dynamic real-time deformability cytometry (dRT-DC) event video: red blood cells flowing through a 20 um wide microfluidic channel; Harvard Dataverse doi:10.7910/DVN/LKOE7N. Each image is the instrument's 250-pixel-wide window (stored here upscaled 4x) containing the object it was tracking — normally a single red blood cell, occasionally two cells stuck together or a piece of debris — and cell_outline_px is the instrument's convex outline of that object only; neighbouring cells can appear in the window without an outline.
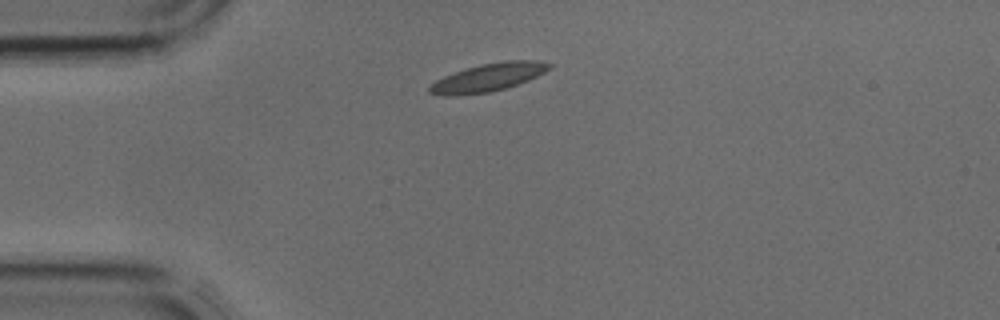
{"species": "common noctule bat (a hibernating species)", "species_latin": "Nyctalus noctula", "temperature_condition": "cold", "stored_images_in_passage": 1, "camera_frame_rate_fps": 3000, "um_per_image_px": 0.085, "animal": {"sex": "male", "body_mass_g": 17.9, "forearm_length_mm": 54.2}, "frame": {"image": 1, "passage_image": 1, "time_ms": 0.0, "image_size_px": [1000, 320], "cell_outline_px": [[552, 64], [544, 72], [528, 80], [492, 92], [452, 96], [444, 96], [428, 92], [428, 88], [436, 80], [444, 76], [480, 64], [504, 60], [536, 60]], "centroid_in_image_um": [41.47, 6.58], "position_along_channel_um": 43.5, "area_um2": 19.31}}